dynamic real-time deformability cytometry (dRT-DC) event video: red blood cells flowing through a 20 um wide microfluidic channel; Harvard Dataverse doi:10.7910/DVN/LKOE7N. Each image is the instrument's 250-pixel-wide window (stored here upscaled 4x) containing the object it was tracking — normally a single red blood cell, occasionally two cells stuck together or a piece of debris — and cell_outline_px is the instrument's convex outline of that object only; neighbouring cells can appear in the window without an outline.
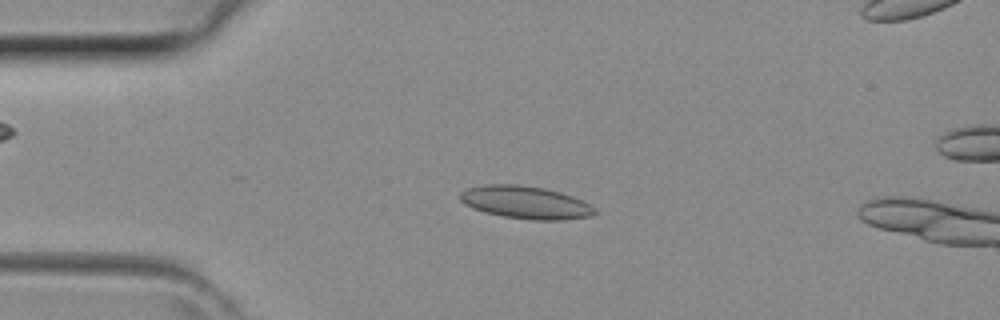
{"species": "common noctule bat (a hibernating species)", "species_latin": "Nyctalus noctula", "temperature_condition": "room temperature", "stored_images_in_passage": 40, "camera_frame_rate_fps": 3000, "um_per_image_px": 0.085, "animal": {"sex": "female", "body_mass_g": 29.2, "forearm_length_mm": 56.3}, "frame": {"image": 1, "passage_image": 9, "time_ms": 2.667, "image_size_px": [1000, 320], "cell_outline_px": [[600, 212], [592, 216], [560, 220], [532, 220], [504, 216], [484, 212], [472, 208], [464, 204], [460, 200], [460, 192], [468, 188], [484, 184], [516, 184], [544, 188], [560, 192], [572, 196], [596, 208]], "centroid_in_image_um": [44.67, 17.21], "position_along_channel_um": 40.3, "area_um2": 25.72}}
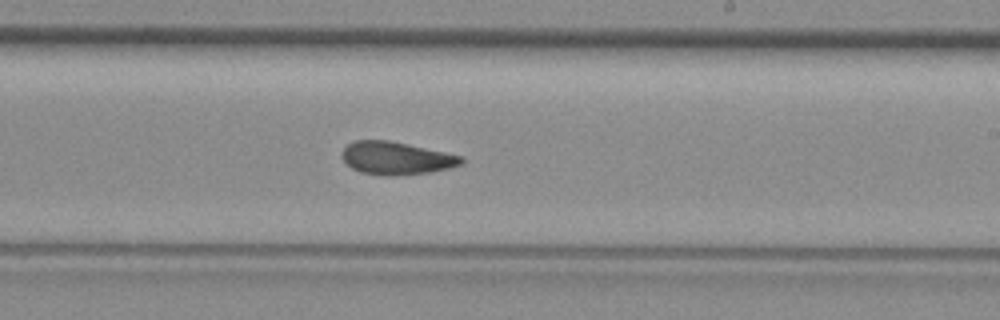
{"frame": {"image": 2, "passage_image": 24, "time_ms": 7.667, "image_size_px": [1000, 320], "cell_outline_px": [[464, 164], [448, 168], [428, 172], [388, 176], [384, 176], [360, 172], [352, 168], [344, 160], [340, 152], [352, 140], [388, 140], [408, 144], [444, 152], [460, 156], [464, 160]], "centroid_in_image_um": [33.64, 13.44], "position_along_channel_um": 255.4, "area_um2": 22.66}}
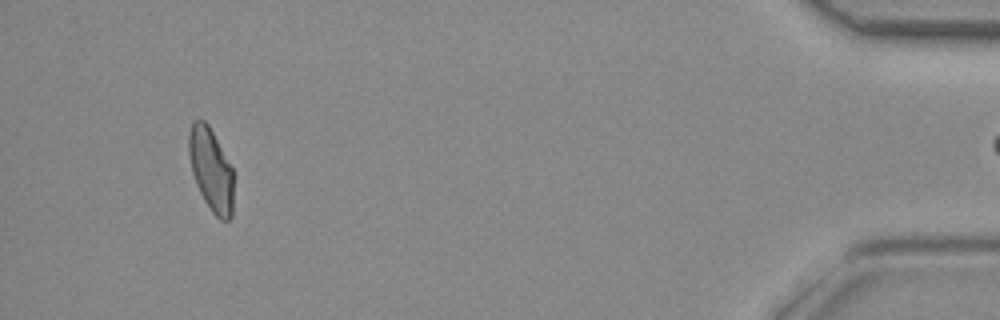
{"frame": {"image": 3, "passage_image": 39, "time_ms": 12.667, "image_size_px": [1000, 320], "cell_outline_px": [[232, 216], [228, 220], [220, 220], [212, 212], [204, 200], [196, 184], [192, 172], [188, 152], [188, 136], [192, 120], [204, 120], [208, 124], [232, 168]], "centroid_in_image_um": [17.91, 14.41], "position_along_channel_um": 417.3, "area_um2": 21.39}}